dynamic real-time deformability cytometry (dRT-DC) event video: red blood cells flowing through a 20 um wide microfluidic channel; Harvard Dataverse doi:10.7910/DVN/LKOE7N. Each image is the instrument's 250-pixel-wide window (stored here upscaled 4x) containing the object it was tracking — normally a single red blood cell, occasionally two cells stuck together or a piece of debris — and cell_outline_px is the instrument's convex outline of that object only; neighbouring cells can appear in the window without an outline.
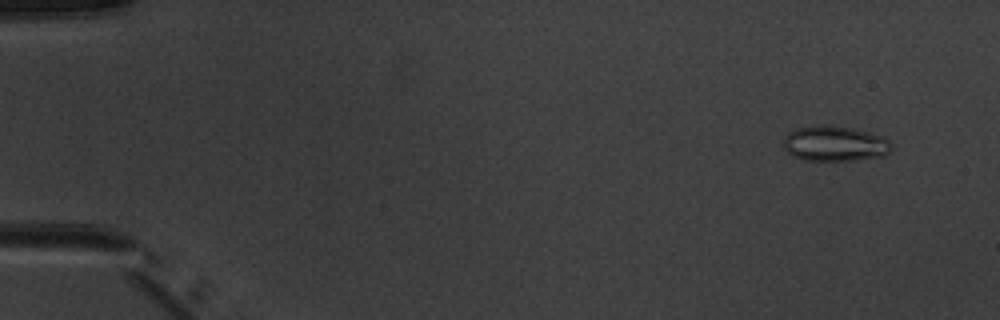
{"species": "common noctule bat (a hibernating species)", "species_latin": "Nyctalus noctula", "temperature_condition": "warm", "stored_images_in_passage": 7, "camera_frame_rate_fps": 3000, "um_per_image_px": 0.085, "animal": {"sex": "male", "body_mass_g": 20.1, "forearm_length_mm": 53.5}, "frame": {"image": 1, "passage_image": 1, "time_ms": 0.0, "image_size_px": [1000, 320], "cell_outline_px": [[892, 148], [884, 156], [856, 160], [804, 160], [792, 156], [784, 148], [784, 136], [788, 132], [796, 128], [820, 124], [828, 124], [852, 128], [868, 132], [888, 140], [892, 144]], "centroid_in_image_um": [70.92, 12.2], "position_along_channel_um": 14.1, "area_um2": 22.31}}
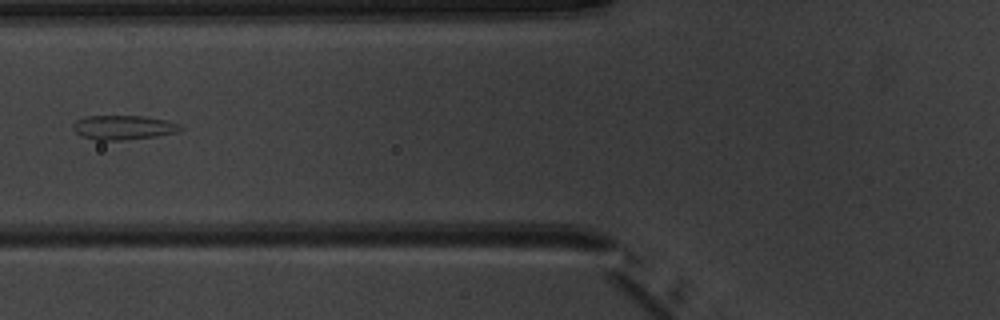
{"frame": {"image": 2, "passage_image": 5, "time_ms": 5.667, "image_size_px": [1000, 320], "cell_outline_px": [[184, 128], [176, 132], [156, 136], [120, 140], [96, 140], [80, 136], [72, 128], [72, 124], [76, 120], [84, 116], [144, 116], [164, 120], [180, 124]], "centroid_in_image_um": [10.44, 10.83], "position_along_channel_um": 115.4, "area_um2": 15.2}}
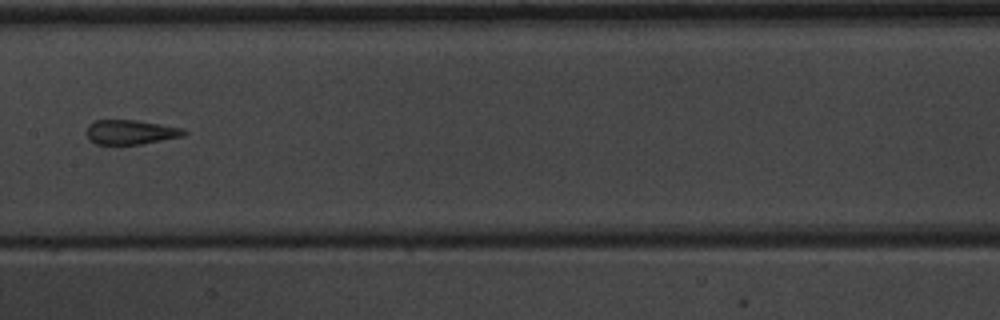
{"frame": {"image": 3, "passage_image": 7, "time_ms": 7.667, "image_size_px": [1000, 320], "cell_outline_px": [[188, 132], [184, 136], [140, 144], [96, 144], [88, 140], [84, 132], [88, 124], [96, 120], [136, 120], [184, 128]], "centroid_in_image_um": [11.07, 11.23], "position_along_channel_um": 196.3, "area_um2": 14.1}}